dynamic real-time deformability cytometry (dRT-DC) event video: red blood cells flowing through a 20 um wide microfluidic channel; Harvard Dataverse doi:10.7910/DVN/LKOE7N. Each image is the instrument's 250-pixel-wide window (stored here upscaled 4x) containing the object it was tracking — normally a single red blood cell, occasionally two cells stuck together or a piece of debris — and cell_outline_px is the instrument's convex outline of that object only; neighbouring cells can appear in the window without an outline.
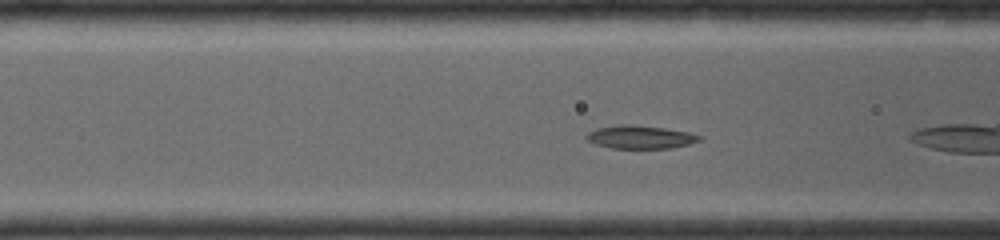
{"species": "common noctule bat (a hibernating species)", "species_latin": "Nyctalus noctula", "temperature_condition": "room temperature", "stored_images_in_passage": 26, "camera_frame_rate_fps": 4000, "um_per_image_px": 0.085, "animal": {"sex": "female", "body_mass_g": 19.0, "forearm_length_mm": 56.7}, "frame": {"image": 1, "passage_image": 5, "time_ms": 1.25, "image_size_px": [1000, 240], "cell_outline_px": [[704, 136], [700, 140], [688, 144], [672, 148], [612, 148], [596, 144], [588, 140], [584, 136], [588, 132], [596, 128], [616, 124], [632, 124], [664, 128], [688, 132]], "centroid_in_image_um": [54.41, 11.64], "position_along_channel_um": 112.2, "area_um2": 15.32}}
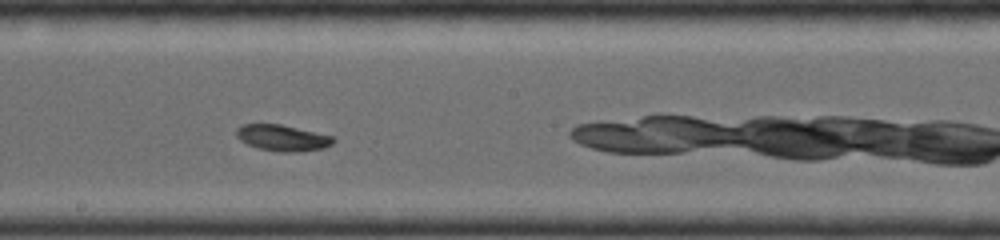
{"frame": {"image": 2, "passage_image": 12, "time_ms": 3.75, "image_size_px": [1000, 240], "cell_outline_px": [[336, 140], [332, 144], [324, 148], [296, 152], [280, 152], [256, 148], [240, 140], [236, 136], [236, 128], [244, 124], [280, 124], [336, 136]], "centroid_in_image_um": [24.04, 11.72], "position_along_channel_um": 224.2, "area_um2": 14.97}}